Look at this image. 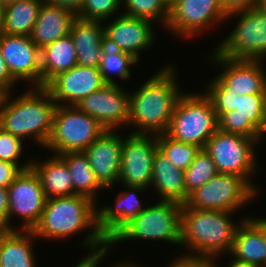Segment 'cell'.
Listing matches in <instances>:
<instances>
[{
  "label": "cell",
  "mask_w": 266,
  "mask_h": 267,
  "mask_svg": "<svg viewBox=\"0 0 266 267\" xmlns=\"http://www.w3.org/2000/svg\"><path fill=\"white\" fill-rule=\"evenodd\" d=\"M96 205L78 194L46 198L40 221L32 231L36 238L60 241L91 228L81 241L83 247L91 250L88 254L108 252V242L97 227Z\"/></svg>",
  "instance_id": "1"
},
{
  "label": "cell",
  "mask_w": 266,
  "mask_h": 267,
  "mask_svg": "<svg viewBox=\"0 0 266 267\" xmlns=\"http://www.w3.org/2000/svg\"><path fill=\"white\" fill-rule=\"evenodd\" d=\"M175 71V67L168 64L130 93L127 126L135 127L131 134L166 133L176 103L183 94Z\"/></svg>",
  "instance_id": "2"
},
{
  "label": "cell",
  "mask_w": 266,
  "mask_h": 267,
  "mask_svg": "<svg viewBox=\"0 0 266 267\" xmlns=\"http://www.w3.org/2000/svg\"><path fill=\"white\" fill-rule=\"evenodd\" d=\"M3 95L0 103V127L20 138H29L42 147L51 133L57 103L43 87H32L13 99Z\"/></svg>",
  "instance_id": "3"
},
{
  "label": "cell",
  "mask_w": 266,
  "mask_h": 267,
  "mask_svg": "<svg viewBox=\"0 0 266 267\" xmlns=\"http://www.w3.org/2000/svg\"><path fill=\"white\" fill-rule=\"evenodd\" d=\"M236 212L191 209L185 204L181 212V246L198 255L219 256L231 251L236 231L246 218L234 223ZM231 215V216H230Z\"/></svg>",
  "instance_id": "4"
},
{
  "label": "cell",
  "mask_w": 266,
  "mask_h": 267,
  "mask_svg": "<svg viewBox=\"0 0 266 267\" xmlns=\"http://www.w3.org/2000/svg\"><path fill=\"white\" fill-rule=\"evenodd\" d=\"M203 93L216 112L219 130L263 141L266 133V94L240 96L230 89L206 88Z\"/></svg>",
  "instance_id": "5"
},
{
  "label": "cell",
  "mask_w": 266,
  "mask_h": 267,
  "mask_svg": "<svg viewBox=\"0 0 266 267\" xmlns=\"http://www.w3.org/2000/svg\"><path fill=\"white\" fill-rule=\"evenodd\" d=\"M182 206L179 202L158 200L146 207L108 241V253L112 246L128 240H162L180 246Z\"/></svg>",
  "instance_id": "6"
},
{
  "label": "cell",
  "mask_w": 266,
  "mask_h": 267,
  "mask_svg": "<svg viewBox=\"0 0 266 267\" xmlns=\"http://www.w3.org/2000/svg\"><path fill=\"white\" fill-rule=\"evenodd\" d=\"M217 130L218 118L205 93L183 92L176 103L166 134L204 149Z\"/></svg>",
  "instance_id": "7"
},
{
  "label": "cell",
  "mask_w": 266,
  "mask_h": 267,
  "mask_svg": "<svg viewBox=\"0 0 266 267\" xmlns=\"http://www.w3.org/2000/svg\"><path fill=\"white\" fill-rule=\"evenodd\" d=\"M105 131L106 128L96 119L76 105H57L51 133L44 147L56 155L83 152Z\"/></svg>",
  "instance_id": "8"
},
{
  "label": "cell",
  "mask_w": 266,
  "mask_h": 267,
  "mask_svg": "<svg viewBox=\"0 0 266 267\" xmlns=\"http://www.w3.org/2000/svg\"><path fill=\"white\" fill-rule=\"evenodd\" d=\"M230 16L239 17L238 23L216 47L215 52L222 57L236 60L266 58V14L254 7L230 13L226 21Z\"/></svg>",
  "instance_id": "9"
},
{
  "label": "cell",
  "mask_w": 266,
  "mask_h": 267,
  "mask_svg": "<svg viewBox=\"0 0 266 267\" xmlns=\"http://www.w3.org/2000/svg\"><path fill=\"white\" fill-rule=\"evenodd\" d=\"M259 194L243 177L218 173L195 189L184 203L188 208L236 212Z\"/></svg>",
  "instance_id": "10"
},
{
  "label": "cell",
  "mask_w": 266,
  "mask_h": 267,
  "mask_svg": "<svg viewBox=\"0 0 266 267\" xmlns=\"http://www.w3.org/2000/svg\"><path fill=\"white\" fill-rule=\"evenodd\" d=\"M257 143L259 142L256 139L218 129L207 141L204 149L215 163L218 173L239 175L259 192L251 180L257 169L253 147Z\"/></svg>",
  "instance_id": "11"
},
{
  "label": "cell",
  "mask_w": 266,
  "mask_h": 267,
  "mask_svg": "<svg viewBox=\"0 0 266 267\" xmlns=\"http://www.w3.org/2000/svg\"><path fill=\"white\" fill-rule=\"evenodd\" d=\"M221 0H172L165 28L182 38L195 37L209 26L226 21Z\"/></svg>",
  "instance_id": "12"
},
{
  "label": "cell",
  "mask_w": 266,
  "mask_h": 267,
  "mask_svg": "<svg viewBox=\"0 0 266 267\" xmlns=\"http://www.w3.org/2000/svg\"><path fill=\"white\" fill-rule=\"evenodd\" d=\"M213 52L207 60L225 69L208 83L207 89H230V92L240 96L266 94V70L265 64H262L263 60H236Z\"/></svg>",
  "instance_id": "13"
},
{
  "label": "cell",
  "mask_w": 266,
  "mask_h": 267,
  "mask_svg": "<svg viewBox=\"0 0 266 267\" xmlns=\"http://www.w3.org/2000/svg\"><path fill=\"white\" fill-rule=\"evenodd\" d=\"M158 149L157 135L126 134V138L123 137L118 185L151 189L153 159Z\"/></svg>",
  "instance_id": "14"
},
{
  "label": "cell",
  "mask_w": 266,
  "mask_h": 267,
  "mask_svg": "<svg viewBox=\"0 0 266 267\" xmlns=\"http://www.w3.org/2000/svg\"><path fill=\"white\" fill-rule=\"evenodd\" d=\"M9 195V230L14 215L20 217V230H33L40 221L46 197L40 179L32 167L24 169L7 188Z\"/></svg>",
  "instance_id": "15"
},
{
  "label": "cell",
  "mask_w": 266,
  "mask_h": 267,
  "mask_svg": "<svg viewBox=\"0 0 266 267\" xmlns=\"http://www.w3.org/2000/svg\"><path fill=\"white\" fill-rule=\"evenodd\" d=\"M130 92L118 84L106 83L79 101L76 106L96 119L106 130H118L129 120ZM122 125V126H121Z\"/></svg>",
  "instance_id": "16"
},
{
  "label": "cell",
  "mask_w": 266,
  "mask_h": 267,
  "mask_svg": "<svg viewBox=\"0 0 266 267\" xmlns=\"http://www.w3.org/2000/svg\"><path fill=\"white\" fill-rule=\"evenodd\" d=\"M0 52L17 82H32V87H42L40 49L30 36L0 33Z\"/></svg>",
  "instance_id": "17"
},
{
  "label": "cell",
  "mask_w": 266,
  "mask_h": 267,
  "mask_svg": "<svg viewBox=\"0 0 266 267\" xmlns=\"http://www.w3.org/2000/svg\"><path fill=\"white\" fill-rule=\"evenodd\" d=\"M119 14L107 25L103 21L105 44L109 48L128 53L139 61V53L152 47L155 42L154 24L146 19Z\"/></svg>",
  "instance_id": "18"
},
{
  "label": "cell",
  "mask_w": 266,
  "mask_h": 267,
  "mask_svg": "<svg viewBox=\"0 0 266 267\" xmlns=\"http://www.w3.org/2000/svg\"><path fill=\"white\" fill-rule=\"evenodd\" d=\"M105 84L99 68L77 64L57 74L44 87L57 105H76Z\"/></svg>",
  "instance_id": "19"
},
{
  "label": "cell",
  "mask_w": 266,
  "mask_h": 267,
  "mask_svg": "<svg viewBox=\"0 0 266 267\" xmlns=\"http://www.w3.org/2000/svg\"><path fill=\"white\" fill-rule=\"evenodd\" d=\"M123 137L115 130H106L83 152L98 182L105 189L119 183Z\"/></svg>",
  "instance_id": "20"
},
{
  "label": "cell",
  "mask_w": 266,
  "mask_h": 267,
  "mask_svg": "<svg viewBox=\"0 0 266 267\" xmlns=\"http://www.w3.org/2000/svg\"><path fill=\"white\" fill-rule=\"evenodd\" d=\"M122 186L127 190L117 195L114 206L97 207V227L107 242L146 208L140 203L137 194L147 189L142 186Z\"/></svg>",
  "instance_id": "21"
},
{
  "label": "cell",
  "mask_w": 266,
  "mask_h": 267,
  "mask_svg": "<svg viewBox=\"0 0 266 267\" xmlns=\"http://www.w3.org/2000/svg\"><path fill=\"white\" fill-rule=\"evenodd\" d=\"M102 21L83 20L76 17L70 28L77 55V64L99 68L105 48Z\"/></svg>",
  "instance_id": "22"
},
{
  "label": "cell",
  "mask_w": 266,
  "mask_h": 267,
  "mask_svg": "<svg viewBox=\"0 0 266 267\" xmlns=\"http://www.w3.org/2000/svg\"><path fill=\"white\" fill-rule=\"evenodd\" d=\"M76 17L70 9L43 2L30 38L39 49H42L69 35L71 24Z\"/></svg>",
  "instance_id": "23"
},
{
  "label": "cell",
  "mask_w": 266,
  "mask_h": 267,
  "mask_svg": "<svg viewBox=\"0 0 266 267\" xmlns=\"http://www.w3.org/2000/svg\"><path fill=\"white\" fill-rule=\"evenodd\" d=\"M233 260L266 267V238L264 231L247 217L236 231L231 251Z\"/></svg>",
  "instance_id": "24"
},
{
  "label": "cell",
  "mask_w": 266,
  "mask_h": 267,
  "mask_svg": "<svg viewBox=\"0 0 266 267\" xmlns=\"http://www.w3.org/2000/svg\"><path fill=\"white\" fill-rule=\"evenodd\" d=\"M151 187L161 200L184 204L189 196L185 190L184 171L173 165L159 149L153 159Z\"/></svg>",
  "instance_id": "25"
},
{
  "label": "cell",
  "mask_w": 266,
  "mask_h": 267,
  "mask_svg": "<svg viewBox=\"0 0 266 267\" xmlns=\"http://www.w3.org/2000/svg\"><path fill=\"white\" fill-rule=\"evenodd\" d=\"M32 230H0V267H37Z\"/></svg>",
  "instance_id": "26"
},
{
  "label": "cell",
  "mask_w": 266,
  "mask_h": 267,
  "mask_svg": "<svg viewBox=\"0 0 266 267\" xmlns=\"http://www.w3.org/2000/svg\"><path fill=\"white\" fill-rule=\"evenodd\" d=\"M31 160L46 198L74 195L72 176L65 161L56 154L45 161Z\"/></svg>",
  "instance_id": "27"
},
{
  "label": "cell",
  "mask_w": 266,
  "mask_h": 267,
  "mask_svg": "<svg viewBox=\"0 0 266 267\" xmlns=\"http://www.w3.org/2000/svg\"><path fill=\"white\" fill-rule=\"evenodd\" d=\"M42 87L57 74L77 65V55L71 35L62 37L40 49Z\"/></svg>",
  "instance_id": "28"
},
{
  "label": "cell",
  "mask_w": 266,
  "mask_h": 267,
  "mask_svg": "<svg viewBox=\"0 0 266 267\" xmlns=\"http://www.w3.org/2000/svg\"><path fill=\"white\" fill-rule=\"evenodd\" d=\"M72 176L74 195H82L97 203L98 191L105 188L98 182L84 152H65L59 155Z\"/></svg>",
  "instance_id": "29"
},
{
  "label": "cell",
  "mask_w": 266,
  "mask_h": 267,
  "mask_svg": "<svg viewBox=\"0 0 266 267\" xmlns=\"http://www.w3.org/2000/svg\"><path fill=\"white\" fill-rule=\"evenodd\" d=\"M43 0H19L4 7L1 33L30 36Z\"/></svg>",
  "instance_id": "30"
},
{
  "label": "cell",
  "mask_w": 266,
  "mask_h": 267,
  "mask_svg": "<svg viewBox=\"0 0 266 267\" xmlns=\"http://www.w3.org/2000/svg\"><path fill=\"white\" fill-rule=\"evenodd\" d=\"M136 63L138 64V60L132 55L105 46L99 70L105 83L117 84L111 75L128 80L131 76L129 68Z\"/></svg>",
  "instance_id": "31"
},
{
  "label": "cell",
  "mask_w": 266,
  "mask_h": 267,
  "mask_svg": "<svg viewBox=\"0 0 266 267\" xmlns=\"http://www.w3.org/2000/svg\"><path fill=\"white\" fill-rule=\"evenodd\" d=\"M159 150L178 169L185 171L194 161L201 148L194 144H187L168 136L166 133L157 135Z\"/></svg>",
  "instance_id": "32"
},
{
  "label": "cell",
  "mask_w": 266,
  "mask_h": 267,
  "mask_svg": "<svg viewBox=\"0 0 266 267\" xmlns=\"http://www.w3.org/2000/svg\"><path fill=\"white\" fill-rule=\"evenodd\" d=\"M169 4L167 0H122V6L126 11L123 14L146 19L153 23L162 22L163 27L168 21Z\"/></svg>",
  "instance_id": "33"
},
{
  "label": "cell",
  "mask_w": 266,
  "mask_h": 267,
  "mask_svg": "<svg viewBox=\"0 0 266 267\" xmlns=\"http://www.w3.org/2000/svg\"><path fill=\"white\" fill-rule=\"evenodd\" d=\"M218 174L217 168L205 149L196 155L194 161L184 171L185 190L189 195Z\"/></svg>",
  "instance_id": "34"
},
{
  "label": "cell",
  "mask_w": 266,
  "mask_h": 267,
  "mask_svg": "<svg viewBox=\"0 0 266 267\" xmlns=\"http://www.w3.org/2000/svg\"><path fill=\"white\" fill-rule=\"evenodd\" d=\"M122 0H84L81 10L76 14L83 20L105 21L122 10Z\"/></svg>",
  "instance_id": "35"
},
{
  "label": "cell",
  "mask_w": 266,
  "mask_h": 267,
  "mask_svg": "<svg viewBox=\"0 0 266 267\" xmlns=\"http://www.w3.org/2000/svg\"><path fill=\"white\" fill-rule=\"evenodd\" d=\"M24 141L0 127V160L19 164L24 147Z\"/></svg>",
  "instance_id": "36"
},
{
  "label": "cell",
  "mask_w": 266,
  "mask_h": 267,
  "mask_svg": "<svg viewBox=\"0 0 266 267\" xmlns=\"http://www.w3.org/2000/svg\"><path fill=\"white\" fill-rule=\"evenodd\" d=\"M217 256L183 254L173 260L168 267H218L215 263Z\"/></svg>",
  "instance_id": "37"
},
{
  "label": "cell",
  "mask_w": 266,
  "mask_h": 267,
  "mask_svg": "<svg viewBox=\"0 0 266 267\" xmlns=\"http://www.w3.org/2000/svg\"><path fill=\"white\" fill-rule=\"evenodd\" d=\"M31 163L27 161L20 165L0 160V187L8 188L24 169L31 167Z\"/></svg>",
  "instance_id": "38"
},
{
  "label": "cell",
  "mask_w": 266,
  "mask_h": 267,
  "mask_svg": "<svg viewBox=\"0 0 266 267\" xmlns=\"http://www.w3.org/2000/svg\"><path fill=\"white\" fill-rule=\"evenodd\" d=\"M227 14L258 7L259 0H221Z\"/></svg>",
  "instance_id": "39"
},
{
  "label": "cell",
  "mask_w": 266,
  "mask_h": 267,
  "mask_svg": "<svg viewBox=\"0 0 266 267\" xmlns=\"http://www.w3.org/2000/svg\"><path fill=\"white\" fill-rule=\"evenodd\" d=\"M17 81L11 76L7 65L0 52V90L6 94L11 93Z\"/></svg>",
  "instance_id": "40"
},
{
  "label": "cell",
  "mask_w": 266,
  "mask_h": 267,
  "mask_svg": "<svg viewBox=\"0 0 266 267\" xmlns=\"http://www.w3.org/2000/svg\"><path fill=\"white\" fill-rule=\"evenodd\" d=\"M9 230V195L8 189L0 187V230Z\"/></svg>",
  "instance_id": "41"
},
{
  "label": "cell",
  "mask_w": 266,
  "mask_h": 267,
  "mask_svg": "<svg viewBox=\"0 0 266 267\" xmlns=\"http://www.w3.org/2000/svg\"><path fill=\"white\" fill-rule=\"evenodd\" d=\"M107 254V252L87 254L75 267H99Z\"/></svg>",
  "instance_id": "42"
},
{
  "label": "cell",
  "mask_w": 266,
  "mask_h": 267,
  "mask_svg": "<svg viewBox=\"0 0 266 267\" xmlns=\"http://www.w3.org/2000/svg\"><path fill=\"white\" fill-rule=\"evenodd\" d=\"M43 2L65 7L77 14L81 10L84 0H43Z\"/></svg>",
  "instance_id": "43"
},
{
  "label": "cell",
  "mask_w": 266,
  "mask_h": 267,
  "mask_svg": "<svg viewBox=\"0 0 266 267\" xmlns=\"http://www.w3.org/2000/svg\"><path fill=\"white\" fill-rule=\"evenodd\" d=\"M226 266L227 267H259L257 265L240 262V261L233 260V259H231V261H229V263Z\"/></svg>",
  "instance_id": "44"
},
{
  "label": "cell",
  "mask_w": 266,
  "mask_h": 267,
  "mask_svg": "<svg viewBox=\"0 0 266 267\" xmlns=\"http://www.w3.org/2000/svg\"><path fill=\"white\" fill-rule=\"evenodd\" d=\"M263 231L265 234V238H266V218H254V217H250Z\"/></svg>",
  "instance_id": "45"
},
{
  "label": "cell",
  "mask_w": 266,
  "mask_h": 267,
  "mask_svg": "<svg viewBox=\"0 0 266 267\" xmlns=\"http://www.w3.org/2000/svg\"><path fill=\"white\" fill-rule=\"evenodd\" d=\"M113 267H141V266H139V264L137 266L135 263L132 264L131 262L125 261V263L121 262L114 265Z\"/></svg>",
  "instance_id": "46"
},
{
  "label": "cell",
  "mask_w": 266,
  "mask_h": 267,
  "mask_svg": "<svg viewBox=\"0 0 266 267\" xmlns=\"http://www.w3.org/2000/svg\"><path fill=\"white\" fill-rule=\"evenodd\" d=\"M3 13H4V6L0 2V33L2 31V25H3Z\"/></svg>",
  "instance_id": "47"
},
{
  "label": "cell",
  "mask_w": 266,
  "mask_h": 267,
  "mask_svg": "<svg viewBox=\"0 0 266 267\" xmlns=\"http://www.w3.org/2000/svg\"><path fill=\"white\" fill-rule=\"evenodd\" d=\"M258 8L266 14V0H259Z\"/></svg>",
  "instance_id": "48"
},
{
  "label": "cell",
  "mask_w": 266,
  "mask_h": 267,
  "mask_svg": "<svg viewBox=\"0 0 266 267\" xmlns=\"http://www.w3.org/2000/svg\"><path fill=\"white\" fill-rule=\"evenodd\" d=\"M19 0H0V2L2 3V5L5 7L9 4H12V3H15V2H18Z\"/></svg>",
  "instance_id": "49"
},
{
  "label": "cell",
  "mask_w": 266,
  "mask_h": 267,
  "mask_svg": "<svg viewBox=\"0 0 266 267\" xmlns=\"http://www.w3.org/2000/svg\"><path fill=\"white\" fill-rule=\"evenodd\" d=\"M3 95H4V93L0 90V103L2 101Z\"/></svg>",
  "instance_id": "50"
}]
</instances>
